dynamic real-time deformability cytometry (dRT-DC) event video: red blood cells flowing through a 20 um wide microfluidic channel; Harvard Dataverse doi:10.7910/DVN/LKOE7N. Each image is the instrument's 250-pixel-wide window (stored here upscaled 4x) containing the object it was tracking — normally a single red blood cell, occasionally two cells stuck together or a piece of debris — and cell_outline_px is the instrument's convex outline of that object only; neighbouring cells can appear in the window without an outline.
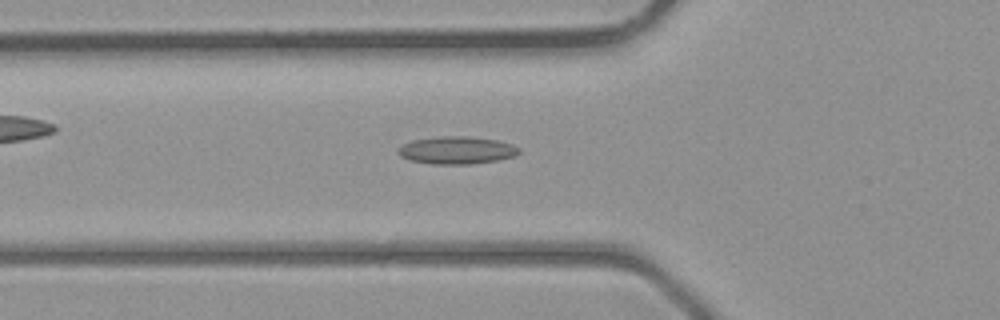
{"species": "common noctule bat (a hibernating species)", "species_latin": "Nyctalus noctula", "temperature_condition": "room temperature", "stored_images_in_passage": 5, "camera_frame_rate_fps": 3000, "um_per_image_px": 0.085, "animal": {"sex": "male", "body_mass_g": 23.1, "forearm_length_mm": 52.7}, "frame": {"image": 1, "passage_image": 5, "time_ms": 5.667, "image_size_px": [1000, 320], "cell_outline_px": [[520, 152], [516, 156], [496, 160], [468, 164], [432, 164], [408, 160], [400, 156], [396, 152], [404, 144], [412, 140], [440, 136], [468, 136], [500, 140], [512, 144], [520, 148]], "centroid_in_image_um": [38.84, 12.76], "position_along_channel_um": 87.0, "area_um2": 19.54}}